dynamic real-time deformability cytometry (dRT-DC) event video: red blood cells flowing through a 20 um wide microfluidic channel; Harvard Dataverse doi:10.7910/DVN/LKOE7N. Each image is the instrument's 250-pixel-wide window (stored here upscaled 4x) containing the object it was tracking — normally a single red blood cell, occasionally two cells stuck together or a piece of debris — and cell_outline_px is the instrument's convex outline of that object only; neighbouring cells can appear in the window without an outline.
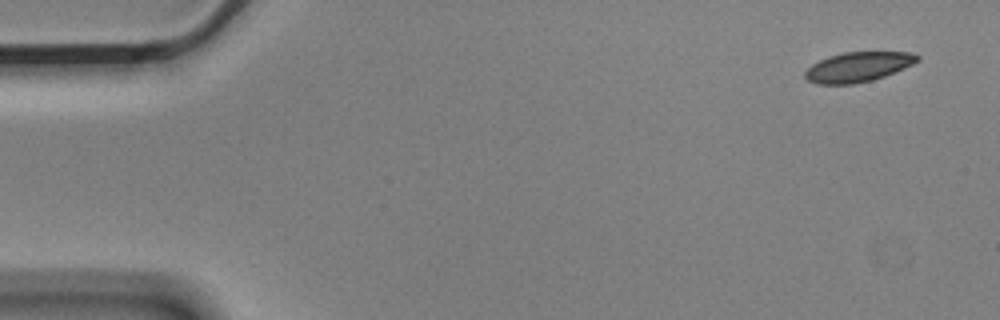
{"species": "Egyptian fruit bat (a non-hibernating species)", "species_latin": "Rousettus aegyptiacus", "temperature_condition": "cold", "stored_images_in_passage": 4, "camera_frame_rate_fps": 3000, "um_per_image_px": 0.085, "animal": {"sex": "male"}, "frame": {"image": 1, "passage_image": 1, "time_ms": 0.0, "image_size_px": [1000, 320], "cell_outline_px": [[920, 60], [904, 68], [884, 76], [872, 80], [852, 84], [816, 84], [808, 80], [804, 76], [804, 72], [812, 64], [828, 56], [844, 52], [912, 52], [920, 56]], "centroid_in_image_um": [72.93, 5.68], "position_along_channel_um": 12.1, "area_um2": 19.48}}
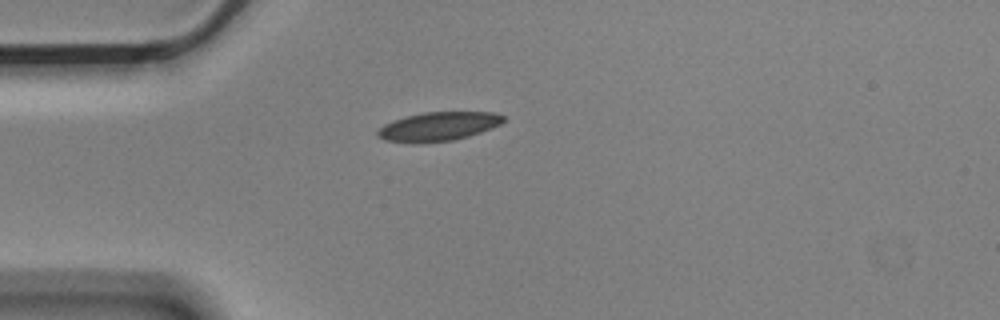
{"frame": {"image": 2, "passage_image": 4, "time_ms": 1.0, "image_size_px": [1000, 320], "cell_outline_px": [[504, 120], [500, 124], [492, 128], [468, 136], [452, 140], [384, 140], [376, 136], [376, 132], [384, 124], [392, 120], [424, 112], [492, 112], [504, 116]], "centroid_in_image_um": [37.3, 10.7], "position_along_channel_um": 47.7, "area_um2": 20.23}}